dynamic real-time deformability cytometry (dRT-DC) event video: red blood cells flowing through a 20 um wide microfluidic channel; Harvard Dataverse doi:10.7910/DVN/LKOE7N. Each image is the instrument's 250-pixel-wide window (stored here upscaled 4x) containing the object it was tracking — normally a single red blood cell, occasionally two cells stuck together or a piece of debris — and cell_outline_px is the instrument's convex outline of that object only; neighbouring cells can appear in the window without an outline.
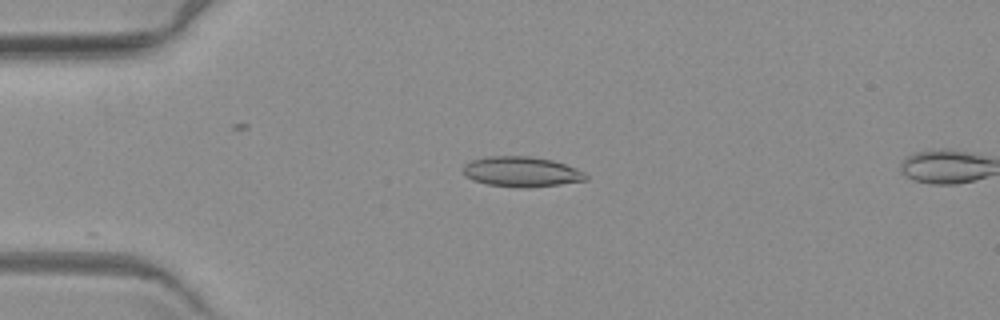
{"species": "common noctule bat (a hibernating species)", "species_latin": "Nyctalus noctula", "temperature_condition": "warm", "stored_images_in_passage": 3, "camera_frame_rate_fps": 3000, "um_per_image_px": 0.085, "animal": {"sex": "female", "body_mass_g": 19.3, "forearm_length_mm": 54.1}, "frame": {"image": 1, "passage_image": 2, "time_ms": 1.333, "image_size_px": [1000, 320], "cell_outline_px": [[588, 180], [560, 184], [528, 188], [516, 188], [488, 184], [472, 180], [464, 176], [464, 164], [472, 160], [484, 156], [532, 156], [552, 160], [576, 168], [584, 172], [588, 176]], "centroid_in_image_um": [44.32, 14.6], "position_along_channel_um": 40.7, "area_um2": 21.79}}